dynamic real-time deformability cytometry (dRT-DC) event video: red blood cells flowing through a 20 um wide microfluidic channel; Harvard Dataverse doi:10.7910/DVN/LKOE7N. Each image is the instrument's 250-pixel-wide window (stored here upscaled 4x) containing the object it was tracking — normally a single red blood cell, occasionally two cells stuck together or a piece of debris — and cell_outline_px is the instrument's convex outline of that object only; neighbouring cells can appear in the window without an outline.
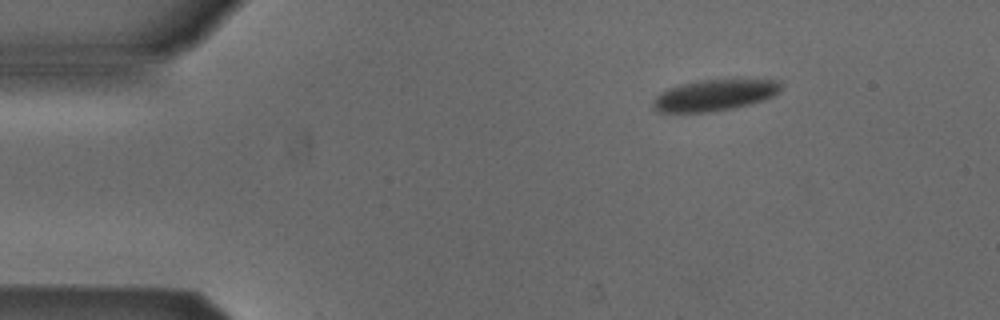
{"species": "Egyptian fruit bat (a non-hibernating species)", "species_latin": "Rousettus aegyptiacus", "temperature_condition": "cold", "stored_images_in_passage": 3, "camera_frame_rate_fps": 3000, "um_per_image_px": 0.085, "animal": {"sex": "male"}, "frame": {"image": 1, "passage_image": 1, "time_ms": 0.0, "image_size_px": [1000, 320], "cell_outline_px": [[780, 92], [764, 100], [732, 108], [708, 112], [656, 112], [652, 108], [652, 100], [660, 92], [668, 88], [680, 84], [700, 80], [780, 80]], "centroid_in_image_um": [60.67, 8.1], "position_along_channel_um": 24.3, "area_um2": 23.18}}